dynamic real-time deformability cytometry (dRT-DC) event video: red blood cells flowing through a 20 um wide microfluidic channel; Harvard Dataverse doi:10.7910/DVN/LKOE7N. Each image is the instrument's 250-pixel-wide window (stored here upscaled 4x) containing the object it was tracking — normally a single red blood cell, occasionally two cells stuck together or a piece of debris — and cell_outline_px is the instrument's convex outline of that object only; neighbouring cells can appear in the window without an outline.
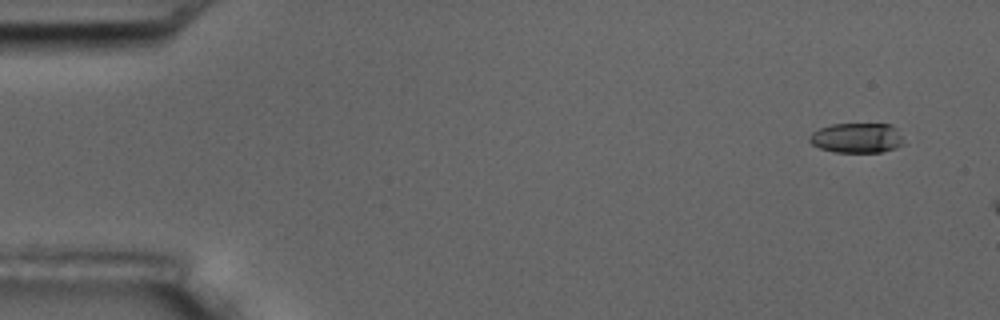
{"species": "common noctule bat (a hibernating species)", "species_latin": "Nyctalus noctula", "temperature_condition": "room temperature", "stored_images_in_passage": 5, "camera_frame_rate_fps": 3000, "um_per_image_px": 0.085, "animal": {"sex": "male", "body_mass_g": 17.5, "forearm_length_mm": 52.3}, "frame": {"image": 1, "passage_image": 1, "time_ms": 0.0, "image_size_px": [1000, 320], "cell_outline_px": [[904, 144], [896, 148], [880, 152], [836, 152], [820, 148], [812, 144], [808, 140], [808, 136], [812, 132], [820, 128], [832, 124], [892, 124], [896, 128]], "centroid_in_image_um": [72.81, 11.72], "position_along_channel_um": 12.2, "area_um2": 16.42}}